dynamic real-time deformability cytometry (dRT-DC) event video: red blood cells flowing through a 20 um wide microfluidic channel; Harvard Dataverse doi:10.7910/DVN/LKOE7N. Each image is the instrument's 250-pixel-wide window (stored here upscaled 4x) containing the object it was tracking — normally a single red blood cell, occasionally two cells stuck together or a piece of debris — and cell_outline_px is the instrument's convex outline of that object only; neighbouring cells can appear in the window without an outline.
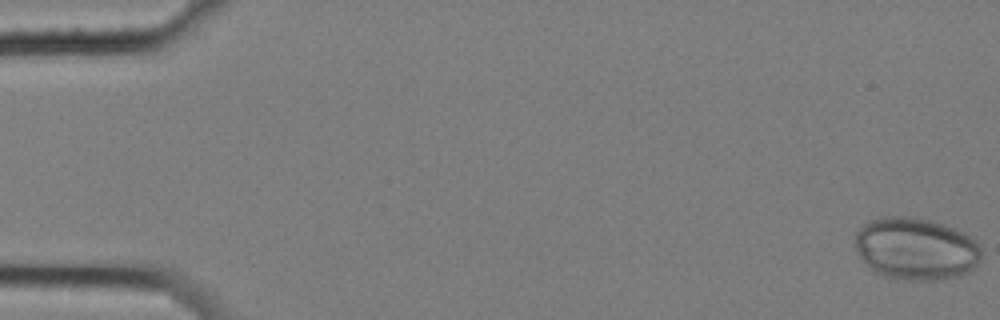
{"species": "common noctule bat (a hibernating species)", "species_latin": "Nyctalus noctula", "temperature_condition": "cold", "stored_images_in_passage": 15, "camera_frame_rate_fps": 3000, "um_per_image_px": 0.085, "animal": {"sex": "female", "body_mass_g": 25.1}, "frame": {"image": 1, "passage_image": 1, "time_ms": 0.0, "image_size_px": [1000, 320], "cell_outline_px": [[980, 256], [976, 264], [968, 272], [960, 276], [932, 280], [912, 280], [884, 276], [876, 272], [860, 256], [856, 248], [856, 232], [864, 224], [872, 220], [884, 216], [912, 216], [928, 220], [964, 232], [976, 240], [980, 248]], "centroid_in_image_um": [77.86, 21.13], "position_along_channel_um": 7.1, "area_um2": 45.32}}
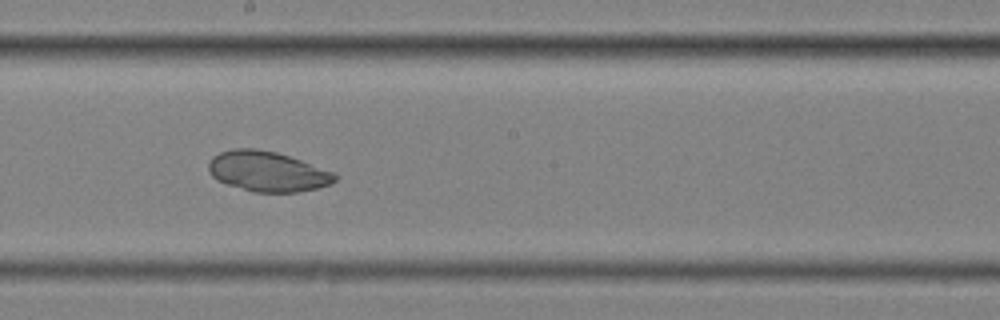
{"frame": {"image": 2, "passage_image": 9, "time_ms": 2.667, "image_size_px": [1000, 320], "cell_outline_px": [[340, 176], [336, 180], [328, 184], [316, 188], [296, 192], [252, 192], [216, 180], [208, 172], [208, 164], [212, 156], [220, 152], [232, 148], [256, 148], [276, 152], [336, 172]], "centroid_in_image_um": [22.72, 14.56], "position_along_channel_um": 225.5, "area_um2": 29.71}}
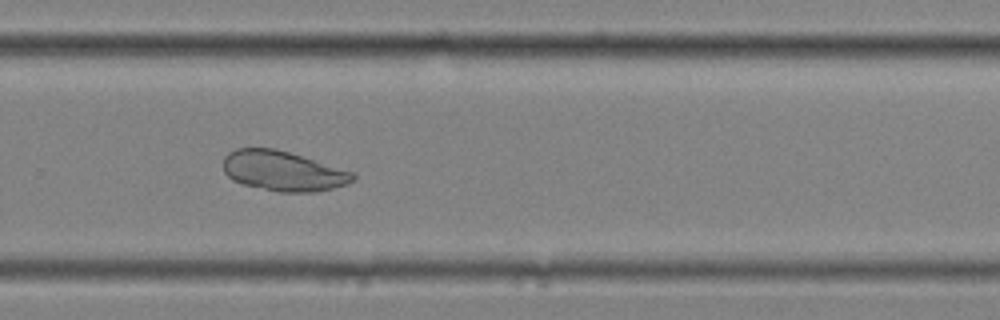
{"frame": {"image": 3, "passage_image": 11, "time_ms": 3.333, "image_size_px": [1000, 320], "cell_outline_px": [[356, 176], [352, 180], [344, 184], [332, 188], [316, 192], [280, 192], [244, 184], [232, 180], [224, 172], [224, 156], [228, 152], [236, 148], [276, 148], [352, 172]], "centroid_in_image_um": [24.0, 14.53], "position_along_channel_um": 305.8, "area_um2": 29.77}}